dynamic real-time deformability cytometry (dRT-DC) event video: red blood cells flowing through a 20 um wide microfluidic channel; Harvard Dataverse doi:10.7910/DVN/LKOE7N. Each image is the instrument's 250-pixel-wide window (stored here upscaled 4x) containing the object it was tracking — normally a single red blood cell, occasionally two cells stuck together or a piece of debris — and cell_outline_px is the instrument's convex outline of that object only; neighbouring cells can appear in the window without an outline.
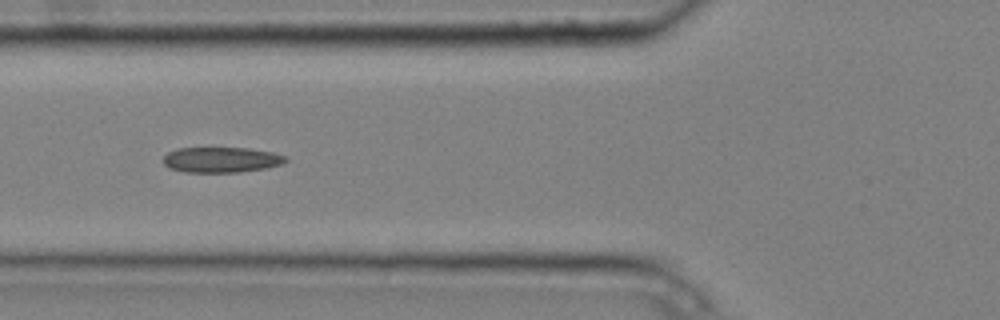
{"species": "common noctule bat (a hibernating species)", "species_latin": "Nyctalus noctula", "temperature_condition": "cold", "stored_images_in_passage": 5, "camera_frame_rate_fps": 3000, "um_per_image_px": 0.085, "animal": {"sex": "male", "body_mass_g": 20.4}, "frame": {"image": 1, "passage_image": 5, "time_ms": 1.333, "image_size_px": [1000, 320], "cell_outline_px": [[288, 160], [280, 164], [264, 168], [240, 172], [184, 172], [168, 168], [164, 164], [164, 156], [168, 152], [176, 148], [248, 148], [272, 152], [288, 156]], "centroid_in_image_um": [18.8, 13.58], "position_along_channel_um": 107.0, "area_um2": 18.15}}